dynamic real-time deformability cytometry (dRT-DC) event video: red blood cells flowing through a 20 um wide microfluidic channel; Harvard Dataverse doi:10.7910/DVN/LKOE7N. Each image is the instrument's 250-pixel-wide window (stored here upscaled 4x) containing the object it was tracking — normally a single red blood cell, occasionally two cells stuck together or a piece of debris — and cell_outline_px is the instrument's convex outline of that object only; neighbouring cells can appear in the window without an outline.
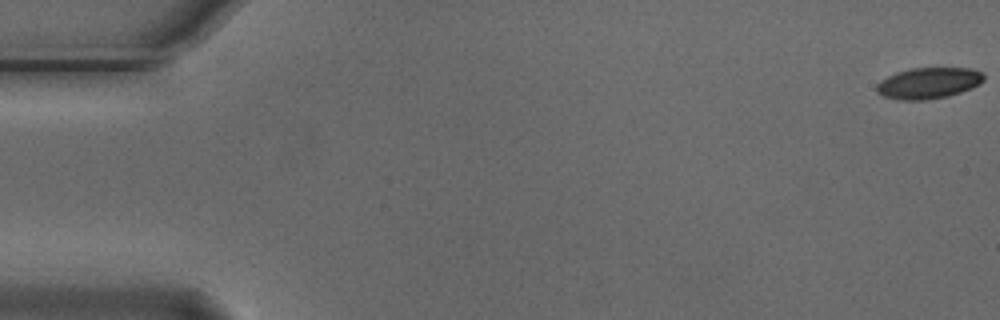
{"species": "Egyptian fruit bat (a non-hibernating species)", "species_latin": "Rousettus aegyptiacus", "temperature_condition": "cold", "stored_images_in_passage": 13, "camera_frame_rate_fps": 3000, "um_per_image_px": 0.085, "animal": {"sex": "male"}, "frame": {"image": 1, "passage_image": 1, "time_ms": 0.0, "image_size_px": [1000, 320], "cell_outline_px": [[984, 80], [980, 84], [972, 88], [948, 96], [924, 100], [900, 100], [884, 96], [876, 92], [876, 84], [880, 80], [896, 72], [912, 68], [972, 68], [984, 72]], "centroid_in_image_um": [78.94, 7.05], "position_along_channel_um": 6.1, "area_um2": 19.59}}